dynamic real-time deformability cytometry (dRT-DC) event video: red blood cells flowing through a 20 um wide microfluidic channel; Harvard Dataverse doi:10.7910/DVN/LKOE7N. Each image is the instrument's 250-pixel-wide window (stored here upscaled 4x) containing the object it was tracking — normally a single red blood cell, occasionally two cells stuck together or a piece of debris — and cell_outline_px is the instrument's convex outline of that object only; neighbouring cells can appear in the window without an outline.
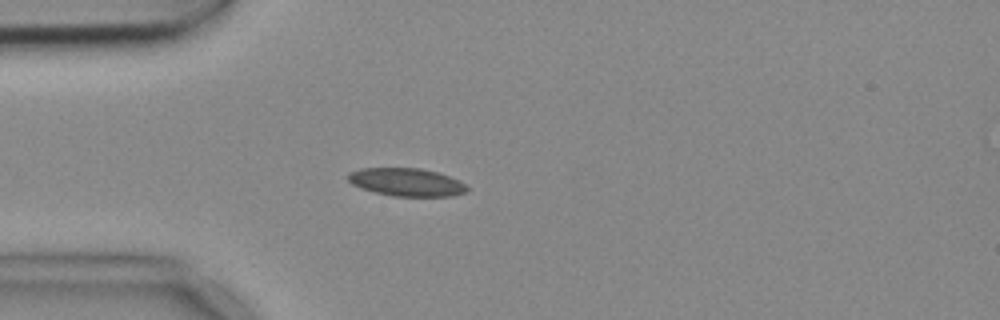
{"species": "common noctule bat (a hibernating species)", "species_latin": "Nyctalus noctula", "temperature_condition": "cold", "stored_images_in_passage": 3, "camera_frame_rate_fps": 3000, "um_per_image_px": 0.085, "animal": {"sex": "female", "body_mass_g": 18.4}, "frame": {"image": 1, "passage_image": 3, "time_ms": 0.667, "image_size_px": [1000, 320], "cell_outline_px": [[468, 188], [464, 192], [452, 196], [392, 196], [360, 188], [352, 184], [348, 180], [348, 172], [360, 168], [420, 168], [436, 172], [460, 180]], "centroid_in_image_um": [34.52, 15.48], "position_along_channel_um": 50.5, "area_um2": 19.31}}